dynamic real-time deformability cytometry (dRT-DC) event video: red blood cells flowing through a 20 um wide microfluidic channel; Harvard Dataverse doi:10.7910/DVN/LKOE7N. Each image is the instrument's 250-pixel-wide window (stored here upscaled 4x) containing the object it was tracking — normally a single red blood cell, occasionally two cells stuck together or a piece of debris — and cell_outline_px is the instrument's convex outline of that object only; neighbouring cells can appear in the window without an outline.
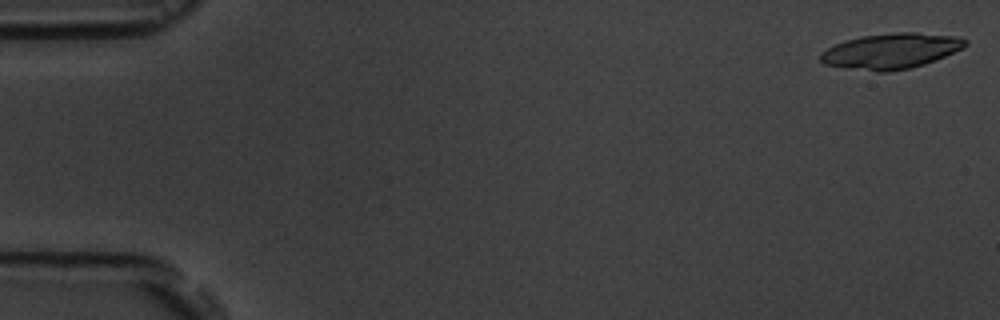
{"species": "common noctule bat (a hibernating species)", "species_latin": "Nyctalus noctula", "temperature_condition": "room temperature", "stored_images_in_passage": 6, "camera_frame_rate_fps": 3000, "um_per_image_px": 0.085, "animal": {"sex": "male", "body_mass_g": 19.5, "forearm_length_mm": 54.6}, "frame": {"image": 1, "passage_image": 1, "time_ms": 0.0, "image_size_px": [1000, 320], "cell_outline_px": [[968, 44], [964, 48], [924, 64], [912, 68], [888, 72], [876, 72], [844, 68], [824, 64], [820, 60], [820, 52], [844, 40], [860, 36], [896, 32], [916, 32], [956, 36], [968, 40]], "centroid_in_image_um": [75.73, 4.34], "position_along_channel_um": 9.3, "area_um2": 30.17}}